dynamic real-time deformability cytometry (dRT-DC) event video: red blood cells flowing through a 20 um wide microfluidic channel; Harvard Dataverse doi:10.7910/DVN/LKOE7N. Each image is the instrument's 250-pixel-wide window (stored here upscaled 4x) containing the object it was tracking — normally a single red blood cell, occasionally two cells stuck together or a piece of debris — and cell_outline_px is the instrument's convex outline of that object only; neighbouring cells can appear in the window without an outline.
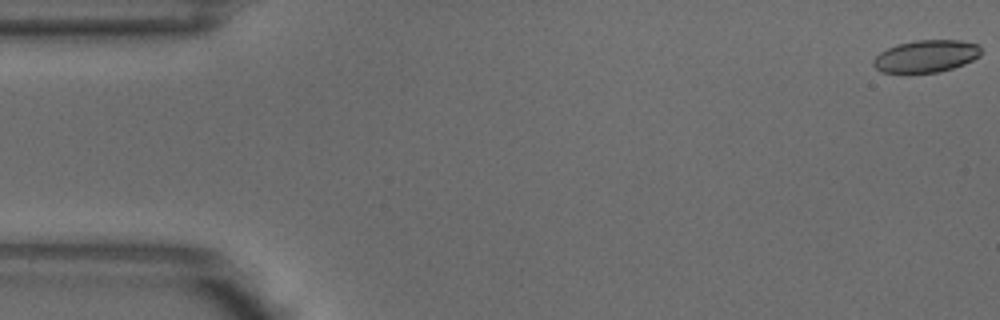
{"species": "common noctule bat (a hibernating species)", "species_latin": "Nyctalus noctula", "temperature_condition": "warm", "stored_images_in_passage": 5, "camera_frame_rate_fps": 3000, "um_per_image_px": 0.085, "animal": {"sex": "male", "body_mass_g": 18.8}, "frame": {"image": 1, "passage_image": 1, "time_ms": 0.0, "image_size_px": [1000, 320], "cell_outline_px": [[980, 56], [964, 64], [952, 68], [936, 72], [880, 72], [872, 64], [872, 60], [880, 52], [896, 44], [916, 40], [960, 40], [976, 44], [980, 48]], "centroid_in_image_um": [78.69, 4.76], "position_along_channel_um": 6.3, "area_um2": 20.06}}
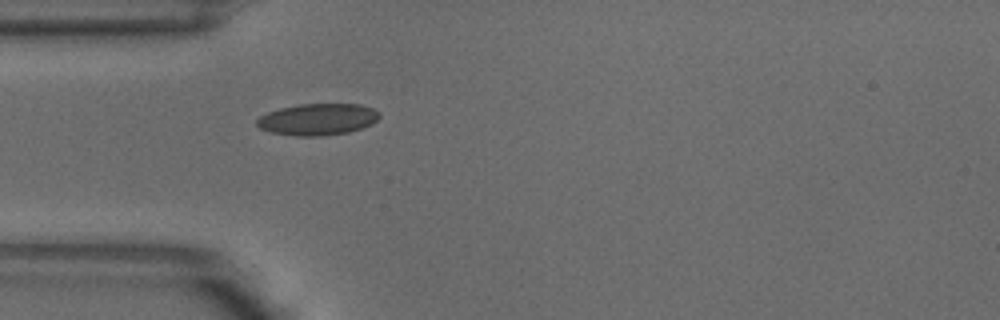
{"frame": {"image": 2, "passage_image": 5, "time_ms": 1.333, "image_size_px": [1000, 320], "cell_outline_px": [[380, 116], [372, 124], [348, 132], [320, 136], [296, 136], [272, 132], [260, 128], [256, 124], [256, 120], [260, 116], [268, 112], [280, 108], [300, 104], [360, 104], [372, 108], [380, 112]], "centroid_in_image_um": [27.01, 10.14], "position_along_channel_um": 58.0, "area_um2": 22.48}}